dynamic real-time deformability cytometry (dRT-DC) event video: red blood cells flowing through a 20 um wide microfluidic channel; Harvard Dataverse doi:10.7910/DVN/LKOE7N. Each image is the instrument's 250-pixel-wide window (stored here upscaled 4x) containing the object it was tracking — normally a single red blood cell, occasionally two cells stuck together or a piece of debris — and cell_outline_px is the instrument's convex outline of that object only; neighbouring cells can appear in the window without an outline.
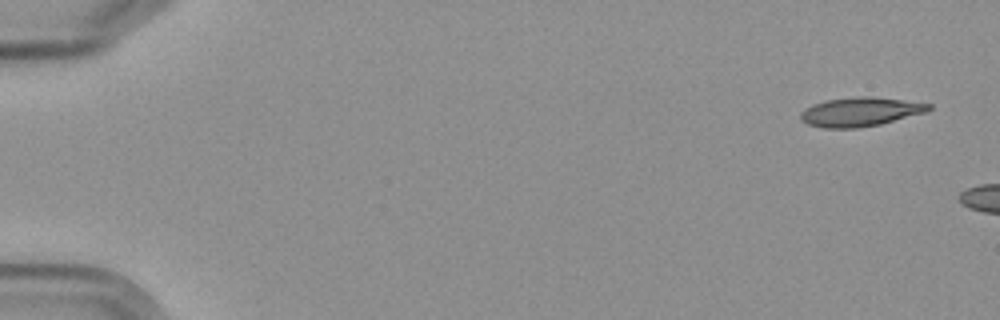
{"species": "Egyptian fruit bat (a non-hibernating species)", "species_latin": "Rousettus aegyptiacus", "temperature_condition": "cold", "stored_images_in_passage": 3, "camera_frame_rate_fps": 3000, "um_per_image_px": 0.085, "frame": {"image": 1, "passage_image": 1, "time_ms": 0.0, "image_size_px": [1000, 320], "cell_outline_px": [[932, 108], [928, 112], [880, 124], [856, 128], [824, 128], [808, 124], [800, 120], [800, 112], [804, 108], [812, 104], [824, 100], [900, 100], [932, 104]], "centroid_in_image_um": [73.08, 9.57], "position_along_channel_um": 11.9, "area_um2": 20.52}}